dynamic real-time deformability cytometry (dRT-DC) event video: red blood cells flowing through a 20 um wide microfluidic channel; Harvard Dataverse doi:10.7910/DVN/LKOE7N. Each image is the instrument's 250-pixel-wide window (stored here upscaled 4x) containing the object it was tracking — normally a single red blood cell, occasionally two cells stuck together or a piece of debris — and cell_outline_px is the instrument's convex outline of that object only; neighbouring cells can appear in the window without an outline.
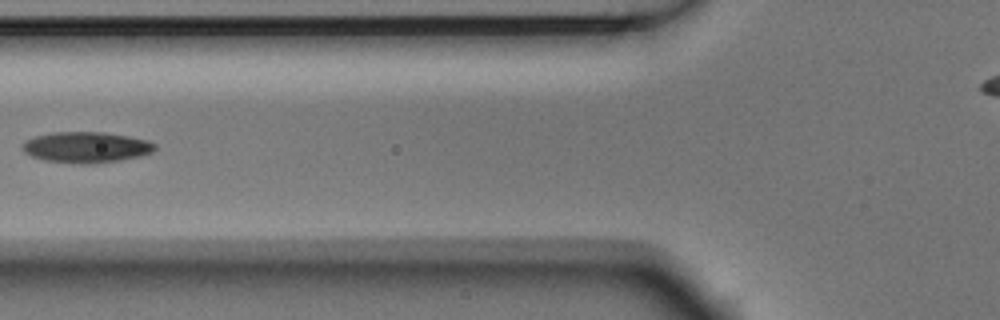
{"species": "Egyptian fruit bat (a non-hibernating species)", "species_latin": "Rousettus aegyptiacus", "temperature_condition": "room temperature", "stored_images_in_passage": 6, "camera_frame_rate_fps": 3000, "um_per_image_px": 0.085, "animal": {"sex": "male"}, "frame": {"image": 1, "passage_image": 5, "time_ms": 1.333, "image_size_px": [1000, 320], "cell_outline_px": [[156, 148], [152, 152], [140, 156], [120, 160], [92, 164], [80, 164], [44, 160], [32, 156], [24, 152], [24, 144], [28, 140], [36, 136], [52, 132], [104, 132], [128, 136], [148, 140], [156, 144]], "centroid_in_image_um": [7.37, 12.52], "position_along_channel_um": 118.4, "area_um2": 23.7}}
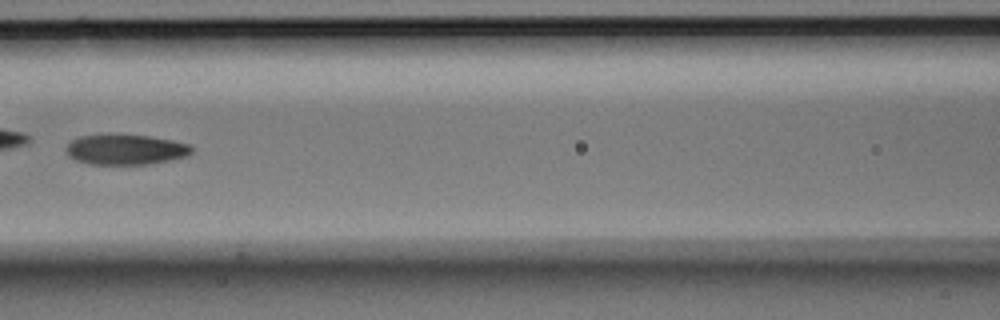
{"frame": {"image": 2, "passage_image": 6, "time_ms": 1.667, "image_size_px": [1000, 320], "cell_outline_px": [[192, 152], [188, 156], [148, 164], [88, 164], [76, 160], [68, 156], [68, 144], [72, 140], [80, 136], [108, 132], [148, 136], [172, 140], [188, 144], [192, 148]], "centroid_in_image_um": [10.65, 12.68], "position_along_channel_um": 155.9, "area_um2": 22.48}}